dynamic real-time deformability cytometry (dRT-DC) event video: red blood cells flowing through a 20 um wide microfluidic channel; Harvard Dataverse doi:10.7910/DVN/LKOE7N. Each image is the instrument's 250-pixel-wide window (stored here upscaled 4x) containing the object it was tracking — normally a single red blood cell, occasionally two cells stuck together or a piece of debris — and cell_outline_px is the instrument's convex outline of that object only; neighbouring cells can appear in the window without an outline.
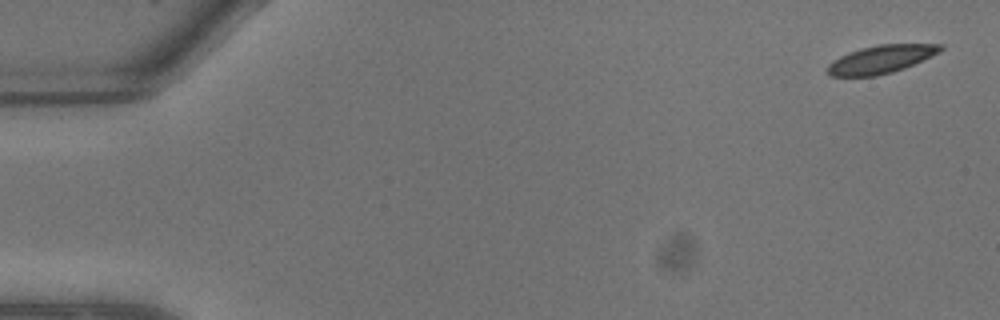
{"species": "common noctule bat (a hibernating species)", "species_latin": "Nyctalus noctula", "temperature_condition": "warm", "stored_images_in_passage": 10, "camera_frame_rate_fps": 3000, "um_per_image_px": 0.085, "animal": {"sex": "male", "body_mass_g": 13.3}, "frame": {"image": 1, "passage_image": 1, "time_ms": 0.0, "image_size_px": [1000, 320], "cell_outline_px": [[944, 48], [940, 52], [932, 56], [904, 68], [892, 72], [876, 76], [828, 76], [828, 64], [832, 60], [848, 52], [860, 48], [880, 44], [944, 44]], "centroid_in_image_um": [74.89, 5.03], "position_along_channel_um": 10.1, "area_um2": 18.5}}
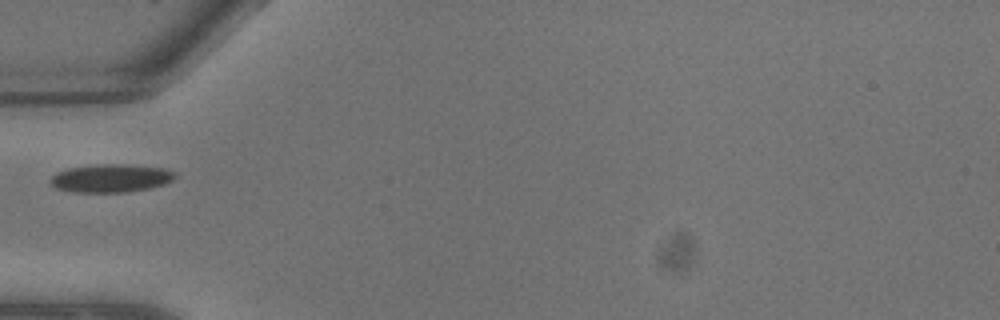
{"frame": {"image": 2, "passage_image": 8, "time_ms": 2.333, "image_size_px": [1000, 320], "cell_outline_px": [[176, 176], [172, 180], [164, 184], [148, 188], [124, 192], [72, 192], [56, 188], [48, 184], [48, 180], [56, 172], [68, 168], [100, 164], [124, 164], [164, 168], [176, 172]], "centroid_in_image_um": [9.38, 15.14], "position_along_channel_um": 75.6, "area_um2": 20.52}}
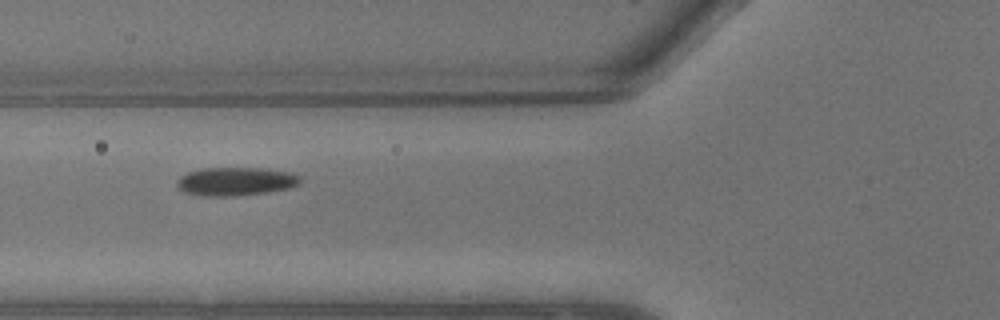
{"frame": {"image": 3, "passage_image": 9, "time_ms": 2.667, "image_size_px": [1000, 320], "cell_outline_px": [[300, 184], [292, 188], [268, 192], [236, 196], [200, 196], [184, 192], [176, 184], [176, 180], [180, 176], [188, 172], [204, 168], [260, 168], [292, 172], [300, 176]], "centroid_in_image_um": [20.05, 15.43], "position_along_channel_um": 105.7, "area_um2": 20.63}}